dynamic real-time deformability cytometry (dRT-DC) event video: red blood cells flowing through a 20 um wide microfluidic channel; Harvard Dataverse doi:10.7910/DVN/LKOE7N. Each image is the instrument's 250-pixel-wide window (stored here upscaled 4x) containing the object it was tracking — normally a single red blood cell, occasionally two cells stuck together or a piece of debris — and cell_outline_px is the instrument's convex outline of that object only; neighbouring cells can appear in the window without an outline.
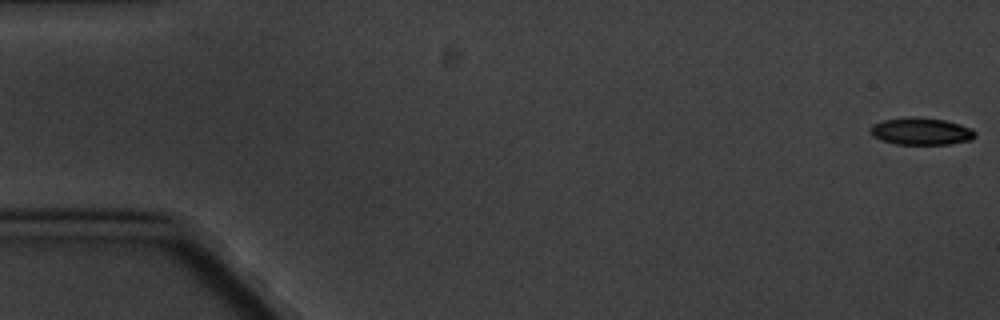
{"species": "common noctule bat (a hibernating species)", "species_latin": "Nyctalus noctula", "temperature_condition": "cold", "stored_images_in_passage": 5, "camera_frame_rate_fps": 3000, "um_per_image_px": 0.085, "animal": {"sex": "male", "body_mass_g": 20.1, "forearm_length_mm": 53.5}, "frame": {"image": 1, "passage_image": 1, "time_ms": 0.0, "image_size_px": [1000, 320], "cell_outline_px": [[976, 136], [972, 140], [948, 144], [896, 144], [880, 140], [872, 136], [872, 124], [884, 120], [912, 116], [944, 120], [960, 124], [976, 132]], "centroid_in_image_um": [78.3, 11.16], "position_along_channel_um": 6.7, "area_um2": 16.47}}
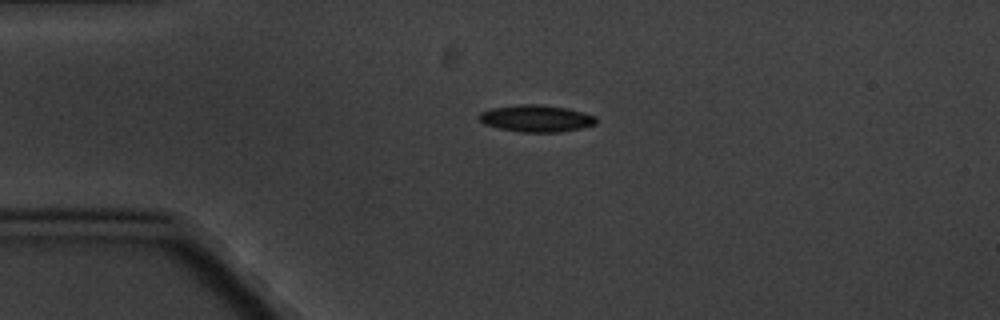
{"frame": {"image": 2, "passage_image": 4, "time_ms": 4.333, "image_size_px": [1000, 320], "cell_outline_px": [[596, 124], [580, 128], [560, 132], [520, 132], [500, 128], [484, 124], [476, 116], [480, 112], [492, 108], [520, 104], [540, 104], [568, 108], [584, 112], [596, 116]], "centroid_in_image_um": [45.58, 10.06], "position_along_channel_um": 39.4, "area_um2": 18.44}}